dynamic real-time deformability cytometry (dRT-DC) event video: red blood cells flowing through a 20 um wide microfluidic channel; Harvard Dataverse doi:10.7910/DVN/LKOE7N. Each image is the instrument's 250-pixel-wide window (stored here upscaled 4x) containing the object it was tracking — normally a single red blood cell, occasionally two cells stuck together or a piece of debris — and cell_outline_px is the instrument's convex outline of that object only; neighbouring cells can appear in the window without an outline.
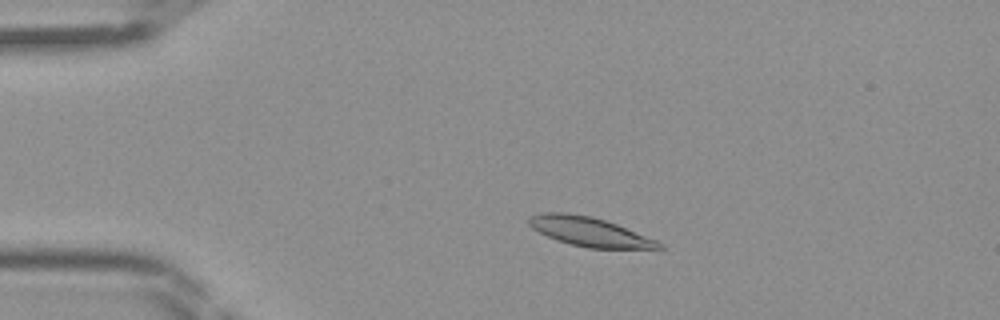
{"species": "Egyptian fruit bat (a non-hibernating species)", "species_latin": "Rousettus aegyptiacus", "temperature_condition": "room temperature", "stored_images_in_passage": 43, "camera_frame_rate_fps": 3000, "um_per_image_px": 0.085, "frame": {"image": 1, "passage_image": 8, "time_ms": 2.333, "image_size_px": [1000, 320], "cell_outline_px": [[664, 248], [660, 252], [588, 248], [556, 240], [532, 228], [528, 224], [528, 216], [540, 212], [568, 212], [592, 216], [616, 224], [656, 240], [664, 244]], "centroid_in_image_um": [50.25, 19.74], "position_along_channel_um": 34.8, "area_um2": 23.06}}
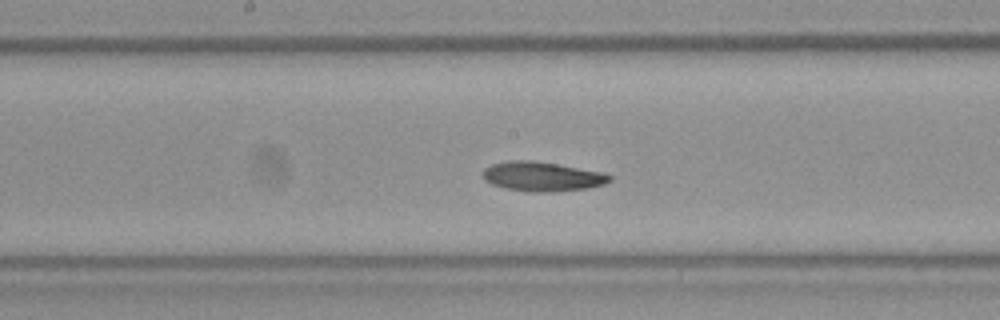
{"frame": {"image": 2, "passage_image": 22, "time_ms": 7.0, "image_size_px": [1000, 320], "cell_outline_px": [[612, 180], [604, 184], [588, 188], [556, 192], [528, 192], [504, 188], [492, 184], [484, 180], [484, 168], [492, 164], [508, 160], [532, 160], [556, 164], [600, 172], [612, 176]], "centroid_in_image_um": [46.06, 15.01], "position_along_channel_um": 202.1, "area_um2": 21.73}}
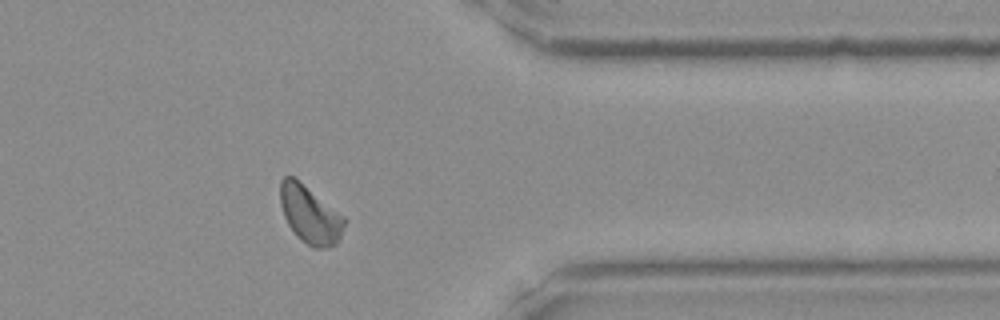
{"frame": {"image": 3, "passage_image": 35, "time_ms": 11.333, "image_size_px": [1000, 320], "cell_outline_px": [[348, 220], [336, 244], [324, 248], [312, 248], [300, 240], [296, 236], [288, 224], [284, 216], [280, 204], [280, 180], [284, 176], [292, 176], [344, 216]], "centroid_in_image_um": [26.35, 18.27], "position_along_channel_um": 385.1, "area_um2": 21.44}}